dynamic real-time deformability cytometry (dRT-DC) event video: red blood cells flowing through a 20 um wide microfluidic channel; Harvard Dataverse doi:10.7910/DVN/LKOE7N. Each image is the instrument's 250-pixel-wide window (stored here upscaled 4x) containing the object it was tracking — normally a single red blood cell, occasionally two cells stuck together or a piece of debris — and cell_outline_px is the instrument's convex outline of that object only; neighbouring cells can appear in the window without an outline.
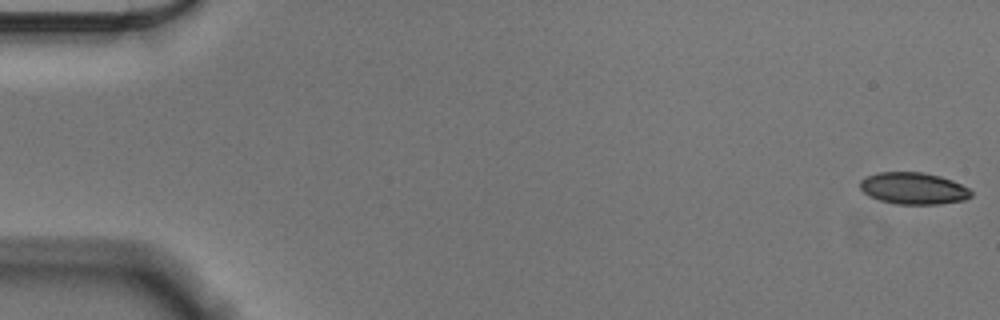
{"species": "Egyptian fruit bat (a non-hibernating species)", "species_latin": "Rousettus aegyptiacus", "temperature_condition": "cold", "stored_images_in_passage": 56, "camera_frame_rate_fps": 3000, "um_per_image_px": 0.085, "animal": {"sex": "male"}, "frame": {"image": 1, "passage_image": 1, "time_ms": 0.0, "image_size_px": [1000, 320], "cell_outline_px": [[972, 196], [964, 200], [940, 204], [896, 204], [880, 200], [868, 196], [860, 188], [860, 180], [864, 176], [876, 172], [924, 172], [940, 176], [952, 180], [968, 188], [972, 192]], "centroid_in_image_um": [77.62, 16.0], "position_along_channel_um": 7.4, "area_um2": 20.75}}
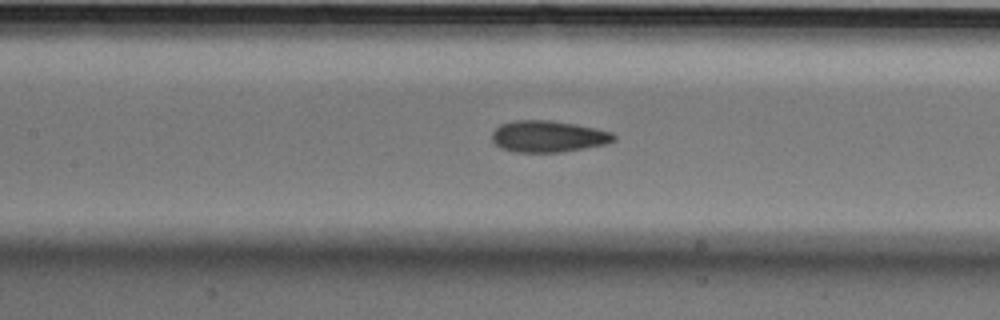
{"frame": {"image": 2, "passage_image": 26, "time_ms": 8.333, "image_size_px": [1000, 320], "cell_outline_px": [[616, 140], [608, 144], [560, 152], [516, 152], [500, 148], [492, 140], [492, 132], [500, 124], [516, 120], [548, 120], [596, 128], [612, 132], [616, 136]], "centroid_in_image_um": [46.6, 11.6], "position_along_channel_um": 160.8, "area_um2": 22.37}}
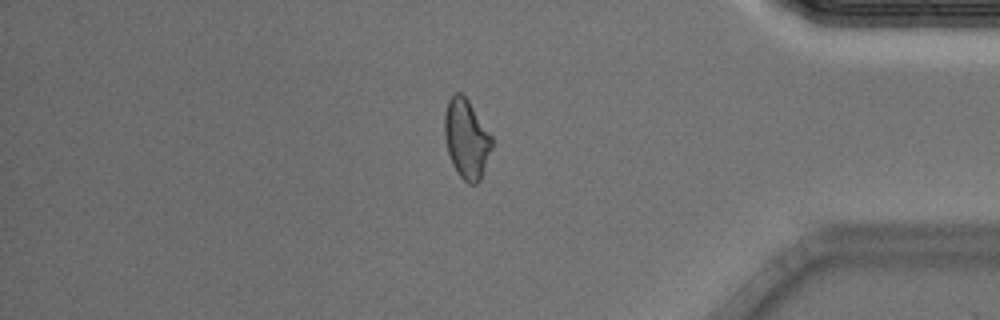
{"frame": {"image": 3, "passage_image": 48, "time_ms": 15.667, "image_size_px": [1000, 320], "cell_outline_px": [[492, 148], [480, 180], [476, 184], [468, 184], [460, 176], [452, 164], [448, 152], [444, 136], [444, 116], [448, 100], [456, 92], [460, 92], [468, 100], [492, 136]], "centroid_in_image_um": [39.64, 11.81], "position_along_channel_um": 395.6, "area_um2": 21.73}, "authors_computed_cell_mechanics": {"area_um2": 21.7328, "velocity_mm_per_s": 3.5737, "shape_relaxation_time_tau1_ms": 10.618, "shape_relaxation_time_tau2_ms": 2.0218, "deformation_change_tau1": 0.1964, "deformation_change_tau2": 0.0819}}